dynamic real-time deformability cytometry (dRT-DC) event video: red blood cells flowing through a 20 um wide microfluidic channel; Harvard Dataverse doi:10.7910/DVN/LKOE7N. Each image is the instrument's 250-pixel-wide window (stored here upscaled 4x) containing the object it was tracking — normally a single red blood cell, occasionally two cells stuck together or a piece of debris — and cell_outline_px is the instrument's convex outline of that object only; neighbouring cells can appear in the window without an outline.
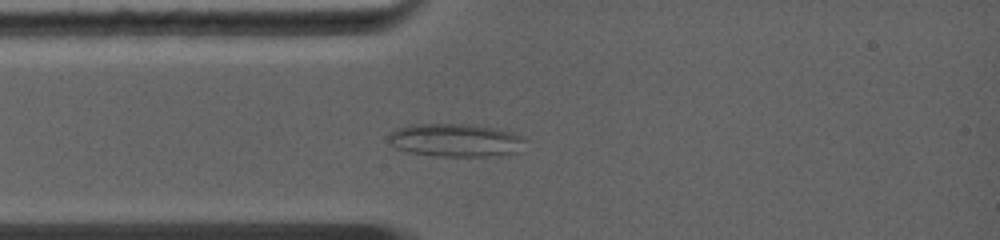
{"species": "common noctule bat (a hibernating species)", "species_latin": "Nyctalus noctula", "temperature_condition": "warm", "stored_images_in_passage": 4, "camera_frame_rate_fps": 5000, "um_per_image_px": 0.085, "animal": {"sex": "female", "body_mass_g": 19.0, "forearm_length_mm": 56.7}, "frame": {"image": 1, "passage_image": 4, "time_ms": 1.8, "image_size_px": [1000, 240], "cell_outline_px": [[524, 140], [520, 152], [488, 156], [432, 156], [408, 152], [396, 148], [388, 140], [388, 136], [396, 128], [408, 124], [464, 124], [496, 128], [520, 136]], "centroid_in_image_um": [38.65, 11.92], "position_along_channel_um": 46.3, "area_um2": 26.24}}